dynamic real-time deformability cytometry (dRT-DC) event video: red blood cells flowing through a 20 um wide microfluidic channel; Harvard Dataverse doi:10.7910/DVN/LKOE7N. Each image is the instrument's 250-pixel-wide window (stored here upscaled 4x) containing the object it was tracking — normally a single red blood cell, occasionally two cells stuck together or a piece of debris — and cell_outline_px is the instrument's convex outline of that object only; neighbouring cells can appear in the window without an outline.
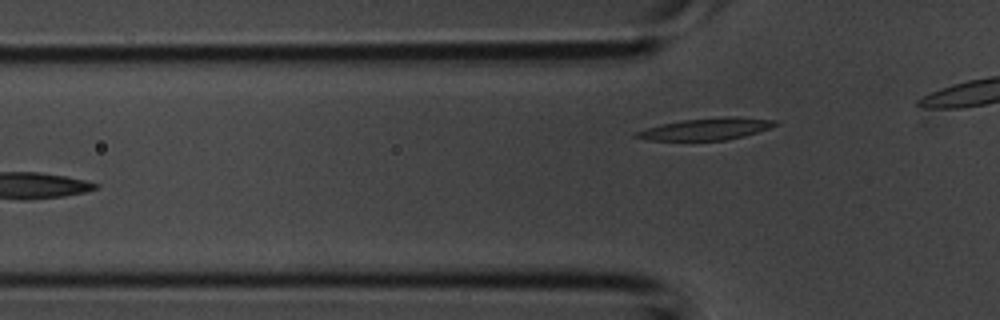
{"species": "common noctule bat (a hibernating species)", "species_latin": "Nyctalus noctula", "temperature_condition": "room temperature", "stored_images_in_passage": 5, "camera_frame_rate_fps": 3000, "um_per_image_px": 0.085, "animal": {"sex": "male", "body_mass_g": 20.1, "forearm_length_mm": 53.5}, "frame": {"image": 1, "passage_image": 4, "time_ms": 1.0, "image_size_px": [1000, 320], "cell_outline_px": [[780, 124], [744, 136], [724, 140], [648, 140], [632, 136], [632, 132], [660, 124], [684, 120], [724, 116], [736, 116], [776, 120]], "centroid_in_image_um": [60.0, 10.95], "position_along_channel_um": 65.8, "area_um2": 17.74}}